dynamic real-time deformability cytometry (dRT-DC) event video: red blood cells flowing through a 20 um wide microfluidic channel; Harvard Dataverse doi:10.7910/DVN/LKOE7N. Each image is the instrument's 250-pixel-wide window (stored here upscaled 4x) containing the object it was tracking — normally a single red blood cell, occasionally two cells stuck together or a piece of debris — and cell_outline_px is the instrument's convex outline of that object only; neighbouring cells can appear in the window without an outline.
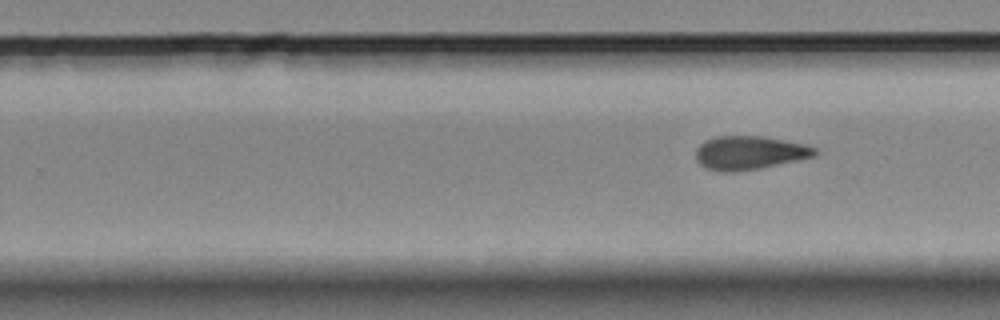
{"species": "Egyptian fruit bat (a non-hibernating species)", "species_latin": "Rousettus aegyptiacus", "temperature_condition": "room temperature", "stored_images_in_passage": 10, "segment_of_instrument_passage": [2, 2], "camera_frame_rate_fps": 3000, "um_per_image_px": 0.085, "animal": {"sex": "female"}, "frame": {"image": 1, "passage_image": 10, "time_ms": 3.0, "image_size_px": [1000, 320], "cell_outline_px": [[820, 152], [816, 156], [760, 168], [736, 172], [716, 172], [704, 168], [696, 160], [696, 148], [704, 140], [716, 136], [760, 136], [808, 144], [816, 148]], "centroid_in_image_um": [63.7, 12.99], "position_along_channel_um": 266.1, "area_um2": 23.7}}